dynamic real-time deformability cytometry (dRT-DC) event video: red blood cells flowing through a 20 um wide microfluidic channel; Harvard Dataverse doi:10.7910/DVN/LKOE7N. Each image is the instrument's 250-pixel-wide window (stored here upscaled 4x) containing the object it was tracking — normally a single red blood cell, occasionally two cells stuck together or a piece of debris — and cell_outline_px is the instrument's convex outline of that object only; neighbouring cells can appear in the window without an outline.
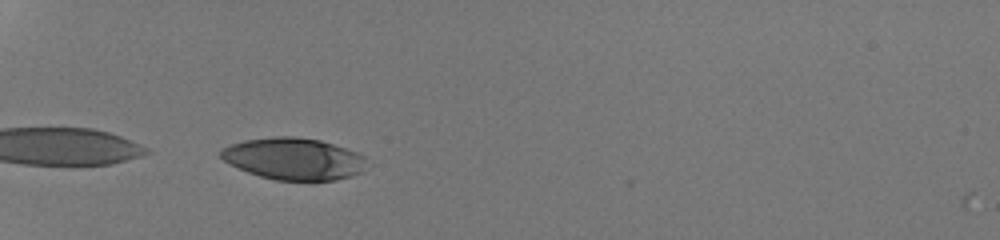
{"species": "human", "species_latin": "Homo sapiens", "temperature_condition": "room temperature", "stored_images_in_passage": 29, "camera_frame_rate_fps": 3000, "um_per_image_px": 0.085, "donor": {"sex": "male"}, "frame": {"image": 1, "passage_image": 1, "time_ms": 0.0, "image_size_px": [1000, 240], "cell_outline_px": [[364, 156], [360, 172], [352, 176], [336, 180], [276, 180], [260, 176], [248, 172], [224, 160], [220, 156], [220, 152], [224, 148], [232, 144], [244, 140], [276, 136], [296, 136], [320, 140], [356, 152]], "centroid_in_image_um": [24.94, 13.49], "position_along_channel_um": 60.1, "area_um2": 34.97}}
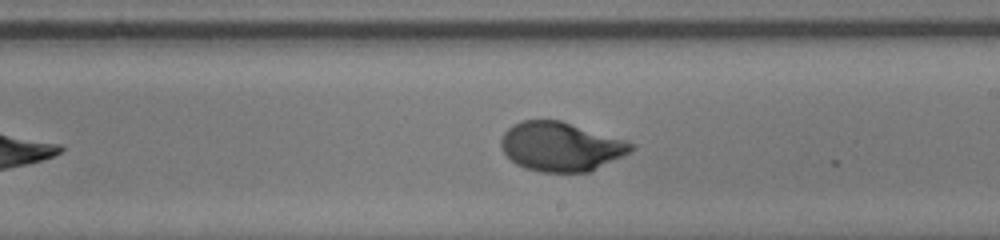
{"frame": {"image": 2, "passage_image": 16, "time_ms": 5.0, "image_size_px": [1000, 240], "cell_outline_px": [[636, 148], [588, 172], [540, 172], [524, 168], [516, 164], [504, 152], [500, 144], [500, 140], [504, 132], [512, 124], [520, 120], [560, 120], [624, 140], [636, 144]], "centroid_in_image_um": [47.62, 12.45], "position_along_channel_um": 241.4, "area_um2": 36.88}}
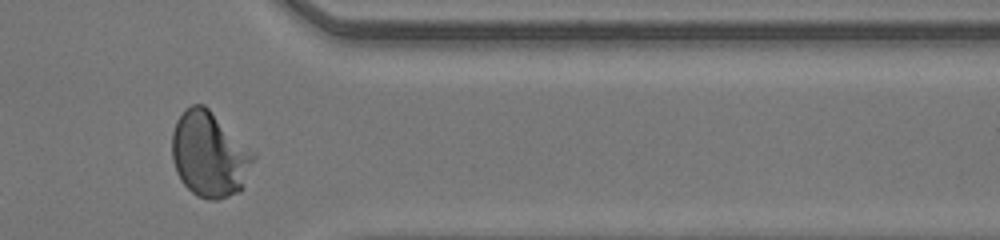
{"frame": {"image": 3, "passage_image": 27, "time_ms": 8.667, "image_size_px": [1000, 240], "cell_outline_px": [[256, 156], [240, 192], [216, 200], [208, 200], [196, 196], [180, 180], [176, 172], [172, 160], [172, 132], [176, 120], [184, 108], [192, 104], [204, 104], [256, 152]], "centroid_in_image_um": [17.8, 13.11], "position_along_channel_um": 393.6, "area_um2": 40.98}, "authors_computed_cell_mechanics": {"area_um2": 36.8764, "velocity_mm_per_s": 4.235, "shape_relaxation_time_tau1_ms": 4.08, "shape_relaxation_time_tau2_ms": null, "deformation_change_tau1": 0.2151, "deformation_change_tau2": null}}